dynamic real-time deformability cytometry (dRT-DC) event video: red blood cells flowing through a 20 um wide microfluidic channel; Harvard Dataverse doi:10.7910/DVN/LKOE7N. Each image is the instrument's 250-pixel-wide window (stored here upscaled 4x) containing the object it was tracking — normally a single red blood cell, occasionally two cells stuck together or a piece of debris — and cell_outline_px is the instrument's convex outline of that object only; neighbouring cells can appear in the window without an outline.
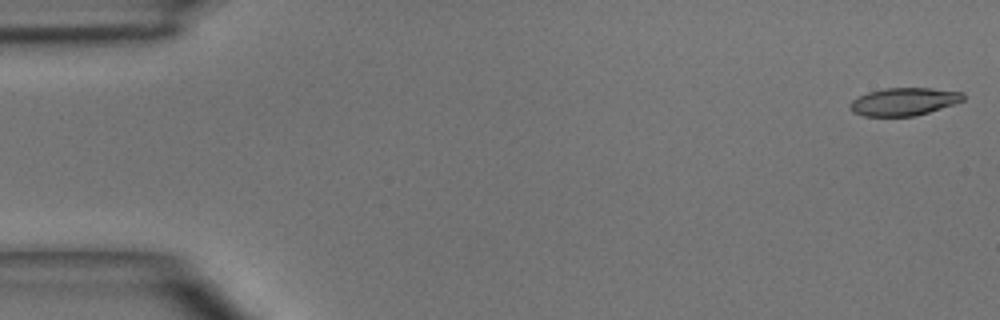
{"species": "common noctule bat (a hibernating species)", "species_latin": "Nyctalus noctula", "temperature_condition": "room temperature", "stored_images_in_passage": 5, "camera_frame_rate_fps": 3000, "um_per_image_px": 0.085, "animal": {"sex": "male", "body_mass_g": 15.6}, "frame": {"image": 1, "passage_image": 1, "time_ms": 0.0, "image_size_px": [1000, 320], "cell_outline_px": [[964, 100], [916, 116], [864, 116], [852, 112], [848, 104], [852, 100], [868, 92], [884, 88], [932, 88], [964, 92]], "centroid_in_image_um": [76.81, 8.63], "position_along_channel_um": 8.2, "area_um2": 18.26}}
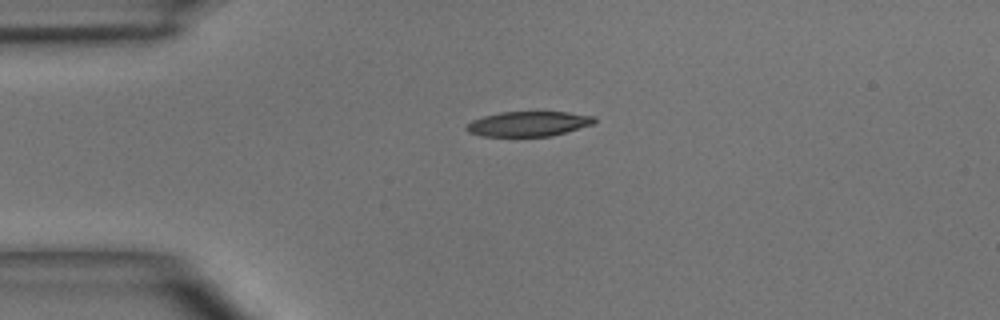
{"frame": {"image": 2, "passage_image": 4, "time_ms": 3.333, "image_size_px": [1000, 320], "cell_outline_px": [[596, 120], [592, 124], [552, 136], [480, 136], [468, 132], [464, 128], [472, 120], [484, 116], [500, 112], [568, 112], [596, 116]], "centroid_in_image_um": [44.9, 10.52], "position_along_channel_um": 40.1, "area_um2": 18.55}}